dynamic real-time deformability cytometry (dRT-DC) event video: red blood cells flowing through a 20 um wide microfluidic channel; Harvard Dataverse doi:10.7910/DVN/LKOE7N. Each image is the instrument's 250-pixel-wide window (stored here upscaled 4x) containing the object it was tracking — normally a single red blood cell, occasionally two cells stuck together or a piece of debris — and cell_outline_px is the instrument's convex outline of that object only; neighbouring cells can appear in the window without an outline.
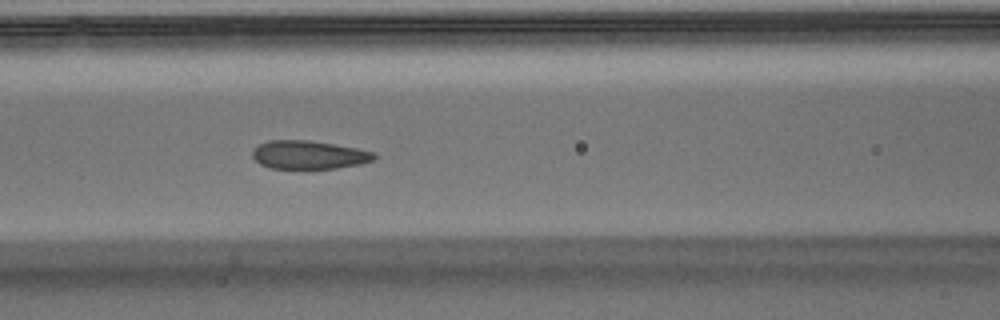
{"species": "Egyptian fruit bat (a non-hibernating species)", "species_latin": "Rousettus aegyptiacus", "temperature_condition": "warm", "stored_images_in_passage": 45, "camera_frame_rate_fps": 3000, "um_per_image_px": 0.085, "animal": {"sex": "male"}, "frame": {"image": 1, "passage_image": 17, "time_ms": 5.333, "image_size_px": [1000, 320], "cell_outline_px": [[376, 156], [372, 160], [360, 164], [336, 168], [272, 168], [260, 164], [252, 156], [252, 148], [256, 144], [268, 140], [308, 140], [356, 148], [376, 152]], "centroid_in_image_um": [26.21, 13.15], "position_along_channel_um": 140.4, "area_um2": 20.11}}
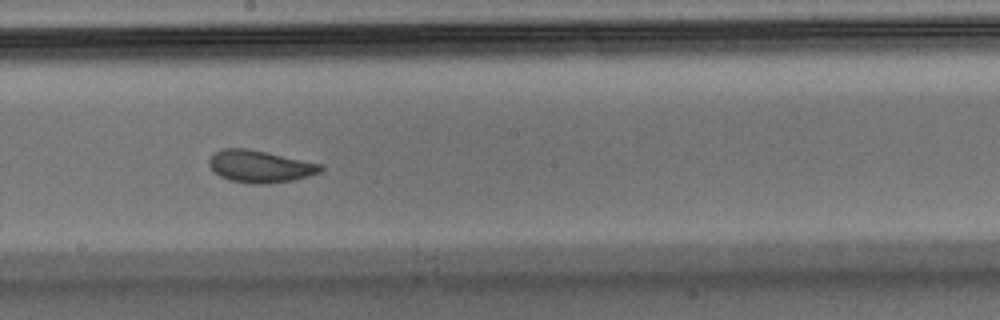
{"frame": {"image": 2, "passage_image": 23, "time_ms": 7.333, "image_size_px": [1000, 320], "cell_outline_px": [[324, 168], [320, 172], [308, 176], [292, 180], [264, 184], [252, 184], [228, 180], [220, 176], [208, 164], [208, 160], [212, 152], [224, 148], [248, 148], [324, 164]], "centroid_in_image_um": [22.09, 14.13], "position_along_channel_um": 226.1, "area_um2": 21.1}}
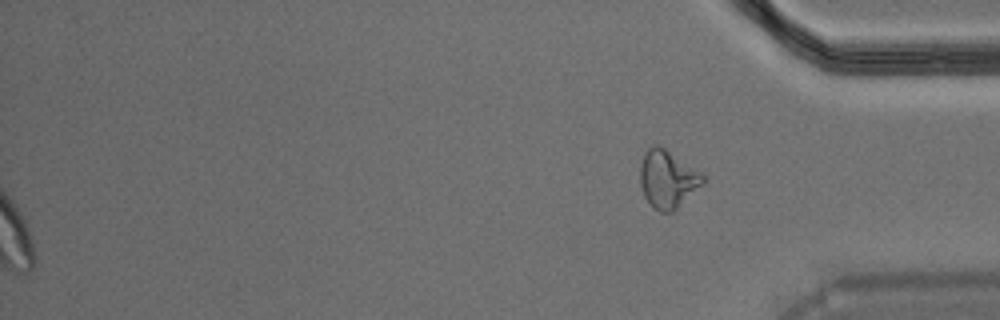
{"frame": {"image": 3, "passage_image": 45, "time_ms": 14.667, "image_size_px": [1000, 320], "cell_outline_px": [[704, 180], [672, 212], [660, 212], [652, 208], [644, 196], [640, 184], [640, 164], [644, 152], [652, 144], [656, 144], [664, 148], [700, 172], [704, 176]], "centroid_in_image_um": [56.67, 15.21], "position_along_channel_um": 378.5, "area_um2": 20.63}}